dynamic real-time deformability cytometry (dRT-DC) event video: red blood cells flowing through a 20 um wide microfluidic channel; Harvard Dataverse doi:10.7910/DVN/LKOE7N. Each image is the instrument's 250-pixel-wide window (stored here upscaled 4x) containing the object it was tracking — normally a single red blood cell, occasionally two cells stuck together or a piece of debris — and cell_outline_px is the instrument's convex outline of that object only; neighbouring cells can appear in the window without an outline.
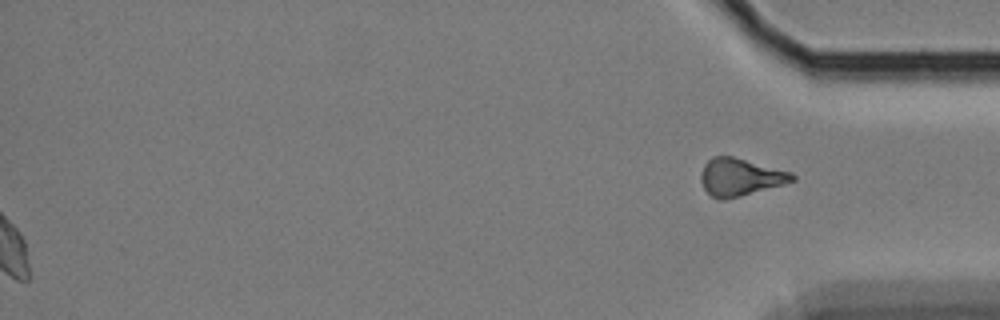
{"species": "Egyptian fruit bat (a non-hibernating species)", "species_latin": "Rousettus aegyptiacus", "temperature_condition": "cold", "stored_images_in_passage": 55, "segment_of_instrument_passage": [2, 2], "camera_frame_rate_fps": 3000, "um_per_image_px": 0.085, "animal": {"sex": "female"}, "frame": {"image": 1, "passage_image": 55, "time_ms": 18.0, "image_size_px": [1000, 320], "cell_outline_px": [[796, 180], [784, 184], [740, 196], [720, 200], [712, 196], [704, 188], [700, 180], [700, 176], [704, 164], [712, 156], [732, 156], [792, 172], [796, 176]], "centroid_in_image_um": [62.92, 15.04], "position_along_channel_um": 372.3, "area_um2": 19.83}}